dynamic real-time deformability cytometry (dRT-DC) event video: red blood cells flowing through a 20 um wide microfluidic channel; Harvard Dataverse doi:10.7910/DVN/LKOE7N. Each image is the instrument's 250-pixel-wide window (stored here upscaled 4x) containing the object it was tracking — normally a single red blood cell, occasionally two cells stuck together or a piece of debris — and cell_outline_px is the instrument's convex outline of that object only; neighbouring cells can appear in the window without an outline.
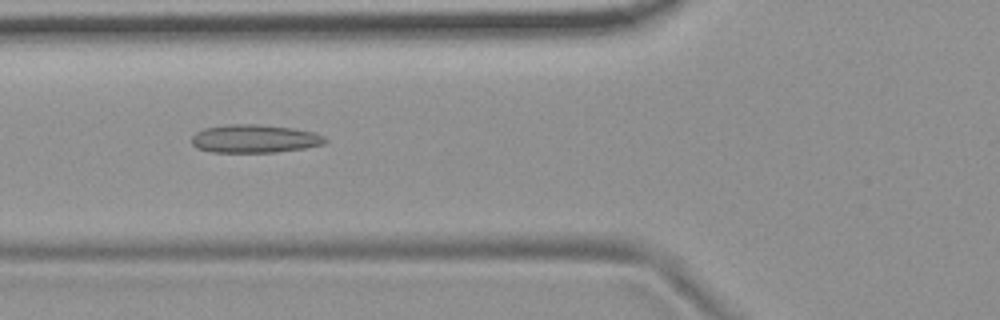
{"species": "common noctule bat (a hibernating species)", "species_latin": "Nyctalus noctula", "temperature_condition": "room temperature", "stored_images_in_passage": 55, "camera_frame_rate_fps": 3000, "um_per_image_px": 0.085, "animal": {"sex": "female", "body_mass_g": 19.9}, "frame": {"image": 1, "passage_image": 21, "time_ms": 6.667, "image_size_px": [1000, 320], "cell_outline_px": [[324, 140], [320, 144], [300, 148], [272, 152], [216, 152], [200, 148], [192, 144], [192, 136], [196, 132], [208, 128], [288, 128], [312, 132], [320, 136]], "centroid_in_image_um": [21.59, 11.87], "position_along_channel_um": 104.2, "area_um2": 19.42}}
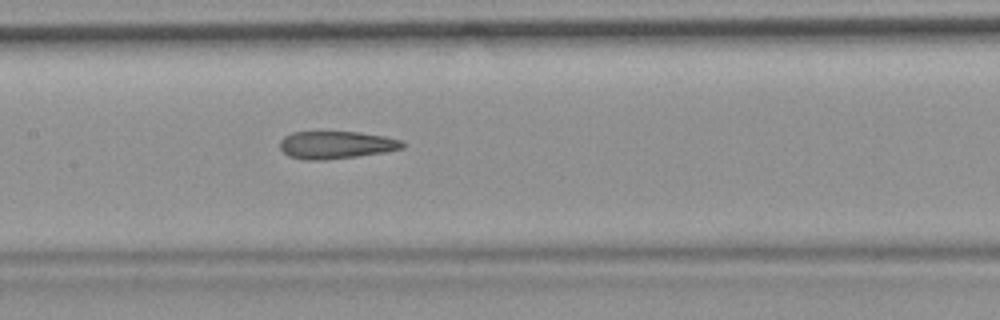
{"frame": {"image": 2, "passage_image": 27, "time_ms": 8.667, "image_size_px": [1000, 320], "cell_outline_px": [[404, 144], [400, 148], [380, 152], [356, 156], [292, 156], [284, 152], [280, 148], [280, 140], [284, 136], [292, 132], [356, 132], [384, 136], [400, 140]], "centroid_in_image_um": [28.59, 12.24], "position_along_channel_um": 178.8, "area_um2": 18.03}}
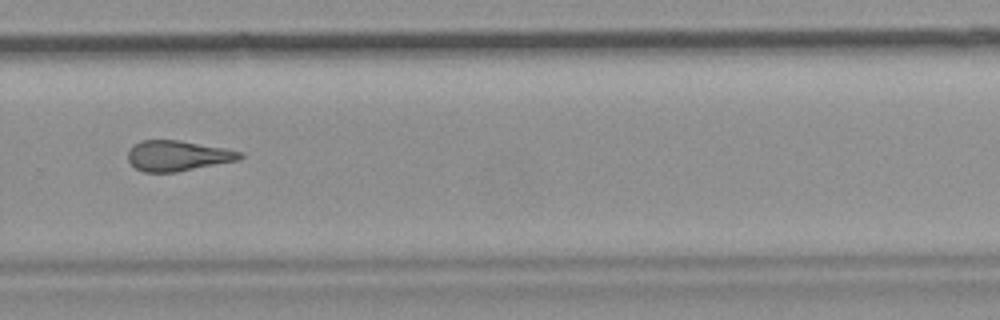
{"frame": {"image": 3, "passage_image": 38, "time_ms": 12.333, "image_size_px": [1000, 320], "cell_outline_px": [[244, 156], [236, 160], [176, 172], [144, 172], [136, 168], [128, 160], [128, 152], [136, 144], [144, 140], [176, 140], [224, 148], [240, 152]], "centroid_in_image_um": [15.07, 13.24], "position_along_channel_um": 314.7, "area_um2": 19.31}, "authors_computed_cell_mechanics": {"area_um2": 19.7676, "velocity_mm_per_s": 3.7171, "shape_relaxation_time_tau1_ms": null, "shape_relaxation_time_tau2_ms": 3.4074, "deformation_change_tau1": null, "deformation_change_tau2": 0.1371}}